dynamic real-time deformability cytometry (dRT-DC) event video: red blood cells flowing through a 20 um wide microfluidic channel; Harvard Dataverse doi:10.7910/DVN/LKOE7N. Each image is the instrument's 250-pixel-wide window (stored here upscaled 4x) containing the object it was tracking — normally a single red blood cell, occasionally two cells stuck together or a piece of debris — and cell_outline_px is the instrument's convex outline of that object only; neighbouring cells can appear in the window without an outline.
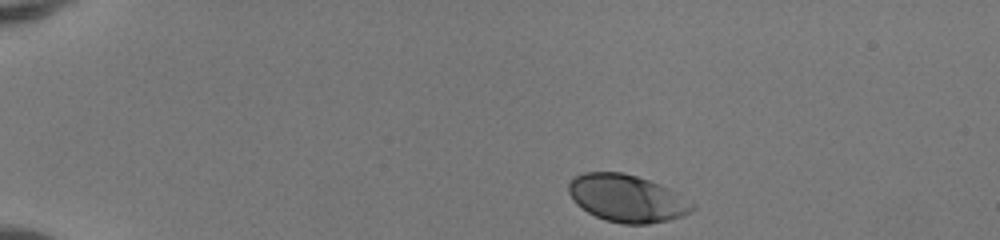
{"species": "human", "species_latin": "Homo sapiens", "temperature_condition": "room temperature", "stored_images_in_passage": 42, "camera_frame_rate_fps": 3000, "um_per_image_px": 0.085, "donor": {"sex": "female"}, "frame": {"image": 1, "passage_image": 1, "time_ms": 0.0, "image_size_px": [1000, 240], "cell_outline_px": [[696, 208], [684, 216], [668, 220], [648, 224], [624, 224], [604, 220], [588, 212], [576, 204], [572, 200], [568, 192], [568, 180], [572, 176], [584, 172], [624, 172], [660, 184], [668, 188], [696, 204]], "centroid_in_image_um": [53.27, 16.85], "position_along_channel_um": 31.7, "area_um2": 34.45}}
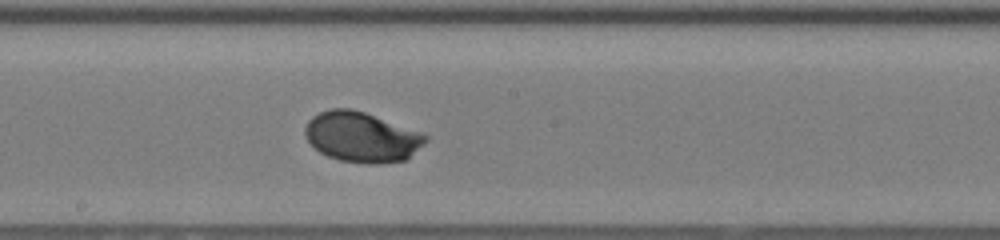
{"frame": {"image": 2, "passage_image": 21, "time_ms": 6.667, "image_size_px": [1000, 240], "cell_outline_px": [[428, 140], [424, 144], [404, 160], [380, 164], [368, 164], [340, 160], [328, 156], [320, 152], [304, 136], [304, 128], [308, 120], [312, 116], [320, 112], [332, 108], [352, 108], [424, 132], [428, 136]], "centroid_in_image_um": [30.75, 11.63], "position_along_channel_um": 217.4, "area_um2": 35.37}}
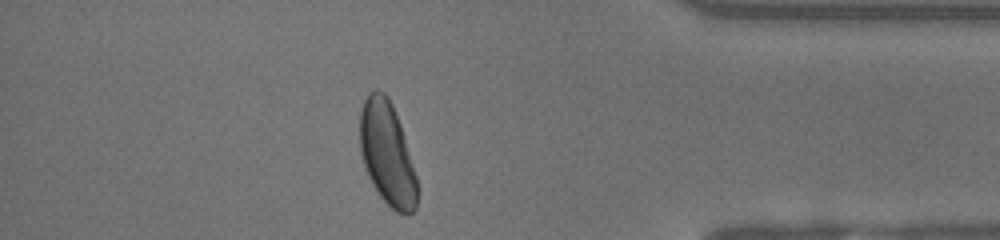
{"frame": {"image": 3, "passage_image": 36, "time_ms": 11.667, "image_size_px": [1000, 240], "cell_outline_px": [[416, 208], [408, 216], [396, 212], [380, 196], [372, 184], [368, 176], [360, 152], [360, 108], [368, 92], [376, 88], [384, 92], [388, 96], [392, 104], [400, 124], [416, 176]], "centroid_in_image_um": [32.88, 13.03], "position_along_channel_um": 402.3, "area_um2": 34.33}, "authors_computed_cell_mechanics": {"area_um2": 34.2465, "velocity_mm_per_s": 4.1444, "shape_relaxation_time_tau1_ms": 1.5983, "shape_relaxation_time_tau2_ms": null, "deformation_change_tau1": 0.12, "deformation_change_tau2": null}}